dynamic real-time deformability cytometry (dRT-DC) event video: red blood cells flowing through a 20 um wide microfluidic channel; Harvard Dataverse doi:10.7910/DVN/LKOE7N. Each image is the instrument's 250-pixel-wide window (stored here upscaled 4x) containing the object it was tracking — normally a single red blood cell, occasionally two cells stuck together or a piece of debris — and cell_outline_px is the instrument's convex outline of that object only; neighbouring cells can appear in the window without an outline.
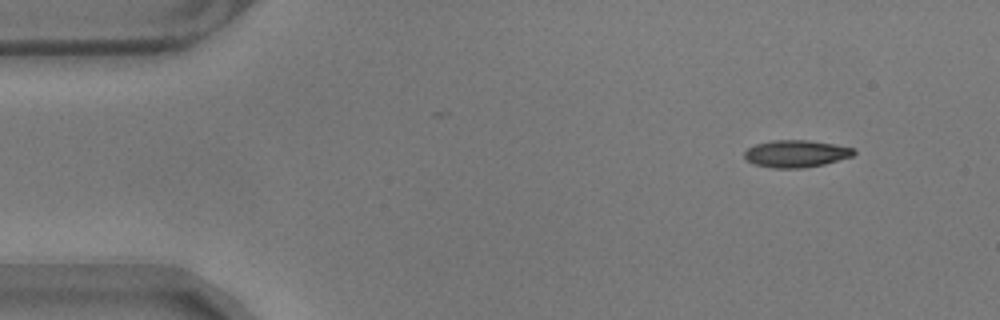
{"species": "common noctule bat (a hibernating species)", "species_latin": "Nyctalus noctula", "temperature_condition": "warm", "stored_images_in_passage": 13, "camera_frame_rate_fps": 3000, "um_per_image_px": 0.085, "animal": {"sex": "male", "body_mass_g": 17.9}, "frame": {"image": 1, "passage_image": 1, "time_ms": 0.0, "image_size_px": [1000, 320], "cell_outline_px": [[856, 152], [852, 156], [824, 164], [804, 168], [772, 168], [756, 164], [748, 160], [744, 156], [744, 152], [748, 148], [756, 144], [772, 140], [808, 140], [856, 148]], "centroid_in_image_um": [67.68, 13.06], "position_along_channel_um": 17.3, "area_um2": 17.22}}